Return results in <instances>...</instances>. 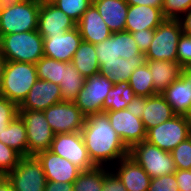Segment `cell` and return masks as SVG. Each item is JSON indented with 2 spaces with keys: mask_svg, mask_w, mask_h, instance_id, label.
Segmentation results:
<instances>
[{
  "mask_svg": "<svg viewBox=\"0 0 191 191\" xmlns=\"http://www.w3.org/2000/svg\"><path fill=\"white\" fill-rule=\"evenodd\" d=\"M82 42L79 29L75 27L62 35L43 37L44 56L61 62H72L73 55Z\"/></svg>",
  "mask_w": 191,
  "mask_h": 191,
  "instance_id": "cell-14",
  "label": "cell"
},
{
  "mask_svg": "<svg viewBox=\"0 0 191 191\" xmlns=\"http://www.w3.org/2000/svg\"><path fill=\"white\" fill-rule=\"evenodd\" d=\"M49 150L69 160L81 171H87L95 167L89 158L81 131L55 134Z\"/></svg>",
  "mask_w": 191,
  "mask_h": 191,
  "instance_id": "cell-11",
  "label": "cell"
},
{
  "mask_svg": "<svg viewBox=\"0 0 191 191\" xmlns=\"http://www.w3.org/2000/svg\"><path fill=\"white\" fill-rule=\"evenodd\" d=\"M148 191H179L175 174L152 178Z\"/></svg>",
  "mask_w": 191,
  "mask_h": 191,
  "instance_id": "cell-41",
  "label": "cell"
},
{
  "mask_svg": "<svg viewBox=\"0 0 191 191\" xmlns=\"http://www.w3.org/2000/svg\"><path fill=\"white\" fill-rule=\"evenodd\" d=\"M183 33L191 35V9L187 11L180 19Z\"/></svg>",
  "mask_w": 191,
  "mask_h": 191,
  "instance_id": "cell-48",
  "label": "cell"
},
{
  "mask_svg": "<svg viewBox=\"0 0 191 191\" xmlns=\"http://www.w3.org/2000/svg\"><path fill=\"white\" fill-rule=\"evenodd\" d=\"M176 114L162 94L147 97V104L142 112L141 120L147 131L150 128L170 120Z\"/></svg>",
  "mask_w": 191,
  "mask_h": 191,
  "instance_id": "cell-25",
  "label": "cell"
},
{
  "mask_svg": "<svg viewBox=\"0 0 191 191\" xmlns=\"http://www.w3.org/2000/svg\"><path fill=\"white\" fill-rule=\"evenodd\" d=\"M84 82L85 78L75 69L72 62H63V75L59 84L63 101L74 102Z\"/></svg>",
  "mask_w": 191,
  "mask_h": 191,
  "instance_id": "cell-28",
  "label": "cell"
},
{
  "mask_svg": "<svg viewBox=\"0 0 191 191\" xmlns=\"http://www.w3.org/2000/svg\"><path fill=\"white\" fill-rule=\"evenodd\" d=\"M190 136L187 116L177 114L170 120L146 131L147 142L168 152Z\"/></svg>",
  "mask_w": 191,
  "mask_h": 191,
  "instance_id": "cell-7",
  "label": "cell"
},
{
  "mask_svg": "<svg viewBox=\"0 0 191 191\" xmlns=\"http://www.w3.org/2000/svg\"><path fill=\"white\" fill-rule=\"evenodd\" d=\"M19 115V106L0 95V134Z\"/></svg>",
  "mask_w": 191,
  "mask_h": 191,
  "instance_id": "cell-39",
  "label": "cell"
},
{
  "mask_svg": "<svg viewBox=\"0 0 191 191\" xmlns=\"http://www.w3.org/2000/svg\"><path fill=\"white\" fill-rule=\"evenodd\" d=\"M0 142L17 151L22 157L28 156L26 126L19 115L0 134Z\"/></svg>",
  "mask_w": 191,
  "mask_h": 191,
  "instance_id": "cell-26",
  "label": "cell"
},
{
  "mask_svg": "<svg viewBox=\"0 0 191 191\" xmlns=\"http://www.w3.org/2000/svg\"><path fill=\"white\" fill-rule=\"evenodd\" d=\"M165 20L161 8L146 5H129L125 31L155 30Z\"/></svg>",
  "mask_w": 191,
  "mask_h": 191,
  "instance_id": "cell-21",
  "label": "cell"
},
{
  "mask_svg": "<svg viewBox=\"0 0 191 191\" xmlns=\"http://www.w3.org/2000/svg\"><path fill=\"white\" fill-rule=\"evenodd\" d=\"M0 51L6 61L35 64L44 56L43 37L38 30L2 35Z\"/></svg>",
  "mask_w": 191,
  "mask_h": 191,
  "instance_id": "cell-4",
  "label": "cell"
},
{
  "mask_svg": "<svg viewBox=\"0 0 191 191\" xmlns=\"http://www.w3.org/2000/svg\"><path fill=\"white\" fill-rule=\"evenodd\" d=\"M141 52L146 53L154 37V30H140L131 33Z\"/></svg>",
  "mask_w": 191,
  "mask_h": 191,
  "instance_id": "cell-42",
  "label": "cell"
},
{
  "mask_svg": "<svg viewBox=\"0 0 191 191\" xmlns=\"http://www.w3.org/2000/svg\"><path fill=\"white\" fill-rule=\"evenodd\" d=\"M109 171L104 166H95L90 170L82 171L73 182V191H102L104 176Z\"/></svg>",
  "mask_w": 191,
  "mask_h": 191,
  "instance_id": "cell-30",
  "label": "cell"
},
{
  "mask_svg": "<svg viewBox=\"0 0 191 191\" xmlns=\"http://www.w3.org/2000/svg\"><path fill=\"white\" fill-rule=\"evenodd\" d=\"M92 3L93 0H56L53 5L77 23Z\"/></svg>",
  "mask_w": 191,
  "mask_h": 191,
  "instance_id": "cell-33",
  "label": "cell"
},
{
  "mask_svg": "<svg viewBox=\"0 0 191 191\" xmlns=\"http://www.w3.org/2000/svg\"><path fill=\"white\" fill-rule=\"evenodd\" d=\"M147 104V97L135 96L134 99L127 105L126 109L135 117L141 118L142 112Z\"/></svg>",
  "mask_w": 191,
  "mask_h": 191,
  "instance_id": "cell-45",
  "label": "cell"
},
{
  "mask_svg": "<svg viewBox=\"0 0 191 191\" xmlns=\"http://www.w3.org/2000/svg\"><path fill=\"white\" fill-rule=\"evenodd\" d=\"M26 126L28 156H36L49 150L55 133L50 128L43 111L19 110Z\"/></svg>",
  "mask_w": 191,
  "mask_h": 191,
  "instance_id": "cell-8",
  "label": "cell"
},
{
  "mask_svg": "<svg viewBox=\"0 0 191 191\" xmlns=\"http://www.w3.org/2000/svg\"><path fill=\"white\" fill-rule=\"evenodd\" d=\"M113 85L112 81L100 73L86 78L74 104L86 117L103 113L104 100Z\"/></svg>",
  "mask_w": 191,
  "mask_h": 191,
  "instance_id": "cell-10",
  "label": "cell"
},
{
  "mask_svg": "<svg viewBox=\"0 0 191 191\" xmlns=\"http://www.w3.org/2000/svg\"><path fill=\"white\" fill-rule=\"evenodd\" d=\"M188 119V124L190 126V131H191V111L186 115Z\"/></svg>",
  "mask_w": 191,
  "mask_h": 191,
  "instance_id": "cell-53",
  "label": "cell"
},
{
  "mask_svg": "<svg viewBox=\"0 0 191 191\" xmlns=\"http://www.w3.org/2000/svg\"><path fill=\"white\" fill-rule=\"evenodd\" d=\"M128 5H146L155 8H162L163 0H125Z\"/></svg>",
  "mask_w": 191,
  "mask_h": 191,
  "instance_id": "cell-47",
  "label": "cell"
},
{
  "mask_svg": "<svg viewBox=\"0 0 191 191\" xmlns=\"http://www.w3.org/2000/svg\"><path fill=\"white\" fill-rule=\"evenodd\" d=\"M146 62L145 53L124 59L118 57L116 61L105 62L100 66L99 73L115 83H128L132 72Z\"/></svg>",
  "mask_w": 191,
  "mask_h": 191,
  "instance_id": "cell-23",
  "label": "cell"
},
{
  "mask_svg": "<svg viewBox=\"0 0 191 191\" xmlns=\"http://www.w3.org/2000/svg\"><path fill=\"white\" fill-rule=\"evenodd\" d=\"M112 170L122 181L127 191H148L151 177L129 155L116 163Z\"/></svg>",
  "mask_w": 191,
  "mask_h": 191,
  "instance_id": "cell-20",
  "label": "cell"
},
{
  "mask_svg": "<svg viewBox=\"0 0 191 191\" xmlns=\"http://www.w3.org/2000/svg\"><path fill=\"white\" fill-rule=\"evenodd\" d=\"M116 49L117 56L124 59H129L142 53L132 34L127 31L116 32Z\"/></svg>",
  "mask_w": 191,
  "mask_h": 191,
  "instance_id": "cell-34",
  "label": "cell"
},
{
  "mask_svg": "<svg viewBox=\"0 0 191 191\" xmlns=\"http://www.w3.org/2000/svg\"><path fill=\"white\" fill-rule=\"evenodd\" d=\"M176 169H191V136L179 143L172 151Z\"/></svg>",
  "mask_w": 191,
  "mask_h": 191,
  "instance_id": "cell-36",
  "label": "cell"
},
{
  "mask_svg": "<svg viewBox=\"0 0 191 191\" xmlns=\"http://www.w3.org/2000/svg\"><path fill=\"white\" fill-rule=\"evenodd\" d=\"M61 101L63 100L58 84L38 79L19 106V110L44 111Z\"/></svg>",
  "mask_w": 191,
  "mask_h": 191,
  "instance_id": "cell-16",
  "label": "cell"
},
{
  "mask_svg": "<svg viewBox=\"0 0 191 191\" xmlns=\"http://www.w3.org/2000/svg\"><path fill=\"white\" fill-rule=\"evenodd\" d=\"M37 80L35 64L7 61L0 83V95L20 106Z\"/></svg>",
  "mask_w": 191,
  "mask_h": 191,
  "instance_id": "cell-2",
  "label": "cell"
},
{
  "mask_svg": "<svg viewBox=\"0 0 191 191\" xmlns=\"http://www.w3.org/2000/svg\"><path fill=\"white\" fill-rule=\"evenodd\" d=\"M152 74L156 94H162L166 88L180 77L182 66L176 61L146 60Z\"/></svg>",
  "mask_w": 191,
  "mask_h": 191,
  "instance_id": "cell-24",
  "label": "cell"
},
{
  "mask_svg": "<svg viewBox=\"0 0 191 191\" xmlns=\"http://www.w3.org/2000/svg\"><path fill=\"white\" fill-rule=\"evenodd\" d=\"M38 79L60 84L63 75V62L43 56L36 63Z\"/></svg>",
  "mask_w": 191,
  "mask_h": 191,
  "instance_id": "cell-32",
  "label": "cell"
},
{
  "mask_svg": "<svg viewBox=\"0 0 191 191\" xmlns=\"http://www.w3.org/2000/svg\"><path fill=\"white\" fill-rule=\"evenodd\" d=\"M183 30L179 20H164L155 30L146 60L177 61V44Z\"/></svg>",
  "mask_w": 191,
  "mask_h": 191,
  "instance_id": "cell-6",
  "label": "cell"
},
{
  "mask_svg": "<svg viewBox=\"0 0 191 191\" xmlns=\"http://www.w3.org/2000/svg\"><path fill=\"white\" fill-rule=\"evenodd\" d=\"M72 63L85 79L99 74L100 65L95 45L82 41L73 55Z\"/></svg>",
  "mask_w": 191,
  "mask_h": 191,
  "instance_id": "cell-27",
  "label": "cell"
},
{
  "mask_svg": "<svg viewBox=\"0 0 191 191\" xmlns=\"http://www.w3.org/2000/svg\"><path fill=\"white\" fill-rule=\"evenodd\" d=\"M102 191H127V189L119 177H117L116 174L110 170L104 176Z\"/></svg>",
  "mask_w": 191,
  "mask_h": 191,
  "instance_id": "cell-43",
  "label": "cell"
},
{
  "mask_svg": "<svg viewBox=\"0 0 191 191\" xmlns=\"http://www.w3.org/2000/svg\"><path fill=\"white\" fill-rule=\"evenodd\" d=\"M40 6L38 0L0 5V36L37 30Z\"/></svg>",
  "mask_w": 191,
  "mask_h": 191,
  "instance_id": "cell-3",
  "label": "cell"
},
{
  "mask_svg": "<svg viewBox=\"0 0 191 191\" xmlns=\"http://www.w3.org/2000/svg\"><path fill=\"white\" fill-rule=\"evenodd\" d=\"M191 9V0H163L162 15L166 20H179Z\"/></svg>",
  "mask_w": 191,
  "mask_h": 191,
  "instance_id": "cell-35",
  "label": "cell"
},
{
  "mask_svg": "<svg viewBox=\"0 0 191 191\" xmlns=\"http://www.w3.org/2000/svg\"><path fill=\"white\" fill-rule=\"evenodd\" d=\"M177 115L191 111V68H182L180 77L162 93Z\"/></svg>",
  "mask_w": 191,
  "mask_h": 191,
  "instance_id": "cell-17",
  "label": "cell"
},
{
  "mask_svg": "<svg viewBox=\"0 0 191 191\" xmlns=\"http://www.w3.org/2000/svg\"><path fill=\"white\" fill-rule=\"evenodd\" d=\"M6 59L4 58V56L2 55L1 51H0V83L2 81V77H3V73H4V69L6 66Z\"/></svg>",
  "mask_w": 191,
  "mask_h": 191,
  "instance_id": "cell-50",
  "label": "cell"
},
{
  "mask_svg": "<svg viewBox=\"0 0 191 191\" xmlns=\"http://www.w3.org/2000/svg\"><path fill=\"white\" fill-rule=\"evenodd\" d=\"M6 177L14 191H44L47 182L42 164L35 156L22 157Z\"/></svg>",
  "mask_w": 191,
  "mask_h": 191,
  "instance_id": "cell-9",
  "label": "cell"
},
{
  "mask_svg": "<svg viewBox=\"0 0 191 191\" xmlns=\"http://www.w3.org/2000/svg\"><path fill=\"white\" fill-rule=\"evenodd\" d=\"M21 158L17 151L0 142V176H6L12 171Z\"/></svg>",
  "mask_w": 191,
  "mask_h": 191,
  "instance_id": "cell-38",
  "label": "cell"
},
{
  "mask_svg": "<svg viewBox=\"0 0 191 191\" xmlns=\"http://www.w3.org/2000/svg\"><path fill=\"white\" fill-rule=\"evenodd\" d=\"M0 191H14L6 176H0Z\"/></svg>",
  "mask_w": 191,
  "mask_h": 191,
  "instance_id": "cell-49",
  "label": "cell"
},
{
  "mask_svg": "<svg viewBox=\"0 0 191 191\" xmlns=\"http://www.w3.org/2000/svg\"><path fill=\"white\" fill-rule=\"evenodd\" d=\"M43 112L55 134L80 132L86 120V116L74 102L61 101Z\"/></svg>",
  "mask_w": 191,
  "mask_h": 191,
  "instance_id": "cell-12",
  "label": "cell"
},
{
  "mask_svg": "<svg viewBox=\"0 0 191 191\" xmlns=\"http://www.w3.org/2000/svg\"><path fill=\"white\" fill-rule=\"evenodd\" d=\"M40 3L53 4L56 0H38Z\"/></svg>",
  "mask_w": 191,
  "mask_h": 191,
  "instance_id": "cell-52",
  "label": "cell"
},
{
  "mask_svg": "<svg viewBox=\"0 0 191 191\" xmlns=\"http://www.w3.org/2000/svg\"><path fill=\"white\" fill-rule=\"evenodd\" d=\"M174 174L178 182L179 191H191V171L176 169Z\"/></svg>",
  "mask_w": 191,
  "mask_h": 191,
  "instance_id": "cell-44",
  "label": "cell"
},
{
  "mask_svg": "<svg viewBox=\"0 0 191 191\" xmlns=\"http://www.w3.org/2000/svg\"><path fill=\"white\" fill-rule=\"evenodd\" d=\"M111 127L130 150L134 145L146 140V130L141 118L135 117L128 109L106 111Z\"/></svg>",
  "mask_w": 191,
  "mask_h": 191,
  "instance_id": "cell-13",
  "label": "cell"
},
{
  "mask_svg": "<svg viewBox=\"0 0 191 191\" xmlns=\"http://www.w3.org/2000/svg\"><path fill=\"white\" fill-rule=\"evenodd\" d=\"M76 27L79 29L82 41L94 45L103 42L112 34L93 3L83 13Z\"/></svg>",
  "mask_w": 191,
  "mask_h": 191,
  "instance_id": "cell-19",
  "label": "cell"
},
{
  "mask_svg": "<svg viewBox=\"0 0 191 191\" xmlns=\"http://www.w3.org/2000/svg\"><path fill=\"white\" fill-rule=\"evenodd\" d=\"M134 97L135 94L129 84L115 83L104 100L103 112L126 109Z\"/></svg>",
  "mask_w": 191,
  "mask_h": 191,
  "instance_id": "cell-29",
  "label": "cell"
},
{
  "mask_svg": "<svg viewBox=\"0 0 191 191\" xmlns=\"http://www.w3.org/2000/svg\"><path fill=\"white\" fill-rule=\"evenodd\" d=\"M17 1H22V0H0V5L9 4Z\"/></svg>",
  "mask_w": 191,
  "mask_h": 191,
  "instance_id": "cell-51",
  "label": "cell"
},
{
  "mask_svg": "<svg viewBox=\"0 0 191 191\" xmlns=\"http://www.w3.org/2000/svg\"><path fill=\"white\" fill-rule=\"evenodd\" d=\"M75 27L76 22L55 5L41 3L37 30L42 37L62 35Z\"/></svg>",
  "mask_w": 191,
  "mask_h": 191,
  "instance_id": "cell-18",
  "label": "cell"
},
{
  "mask_svg": "<svg viewBox=\"0 0 191 191\" xmlns=\"http://www.w3.org/2000/svg\"><path fill=\"white\" fill-rule=\"evenodd\" d=\"M177 62L183 68H191V35L182 33L177 44Z\"/></svg>",
  "mask_w": 191,
  "mask_h": 191,
  "instance_id": "cell-40",
  "label": "cell"
},
{
  "mask_svg": "<svg viewBox=\"0 0 191 191\" xmlns=\"http://www.w3.org/2000/svg\"><path fill=\"white\" fill-rule=\"evenodd\" d=\"M35 157L42 164L47 181L73 183L82 172L72 162L50 150L40 152Z\"/></svg>",
  "mask_w": 191,
  "mask_h": 191,
  "instance_id": "cell-15",
  "label": "cell"
},
{
  "mask_svg": "<svg viewBox=\"0 0 191 191\" xmlns=\"http://www.w3.org/2000/svg\"><path fill=\"white\" fill-rule=\"evenodd\" d=\"M129 156L143 168L151 179L176 172L171 152L162 150L146 140L134 145L129 150Z\"/></svg>",
  "mask_w": 191,
  "mask_h": 191,
  "instance_id": "cell-5",
  "label": "cell"
},
{
  "mask_svg": "<svg viewBox=\"0 0 191 191\" xmlns=\"http://www.w3.org/2000/svg\"><path fill=\"white\" fill-rule=\"evenodd\" d=\"M127 84L131 86L135 96L149 97L156 95L152 74L146 63L132 72Z\"/></svg>",
  "mask_w": 191,
  "mask_h": 191,
  "instance_id": "cell-31",
  "label": "cell"
},
{
  "mask_svg": "<svg viewBox=\"0 0 191 191\" xmlns=\"http://www.w3.org/2000/svg\"><path fill=\"white\" fill-rule=\"evenodd\" d=\"M93 4L112 33L125 31L129 9L125 0H93Z\"/></svg>",
  "mask_w": 191,
  "mask_h": 191,
  "instance_id": "cell-22",
  "label": "cell"
},
{
  "mask_svg": "<svg viewBox=\"0 0 191 191\" xmlns=\"http://www.w3.org/2000/svg\"><path fill=\"white\" fill-rule=\"evenodd\" d=\"M81 133L89 158L95 166L106 167V164L116 163L129 155V149L111 127L105 112L87 116Z\"/></svg>",
  "mask_w": 191,
  "mask_h": 191,
  "instance_id": "cell-1",
  "label": "cell"
},
{
  "mask_svg": "<svg viewBox=\"0 0 191 191\" xmlns=\"http://www.w3.org/2000/svg\"><path fill=\"white\" fill-rule=\"evenodd\" d=\"M95 51L100 66L105 62L116 61V59L120 57L117 56L116 33H112L109 38L96 44Z\"/></svg>",
  "mask_w": 191,
  "mask_h": 191,
  "instance_id": "cell-37",
  "label": "cell"
},
{
  "mask_svg": "<svg viewBox=\"0 0 191 191\" xmlns=\"http://www.w3.org/2000/svg\"><path fill=\"white\" fill-rule=\"evenodd\" d=\"M44 191H73V183L47 181Z\"/></svg>",
  "mask_w": 191,
  "mask_h": 191,
  "instance_id": "cell-46",
  "label": "cell"
}]
</instances>
